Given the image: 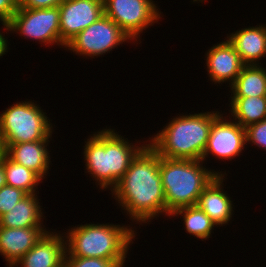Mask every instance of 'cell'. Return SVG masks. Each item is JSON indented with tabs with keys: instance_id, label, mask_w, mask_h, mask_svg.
<instances>
[{
	"instance_id": "cell-23",
	"label": "cell",
	"mask_w": 266,
	"mask_h": 267,
	"mask_svg": "<svg viewBox=\"0 0 266 267\" xmlns=\"http://www.w3.org/2000/svg\"><path fill=\"white\" fill-rule=\"evenodd\" d=\"M67 267H124L125 260H107L91 257H71L67 252L64 260Z\"/></svg>"
},
{
	"instance_id": "cell-19",
	"label": "cell",
	"mask_w": 266,
	"mask_h": 267,
	"mask_svg": "<svg viewBox=\"0 0 266 267\" xmlns=\"http://www.w3.org/2000/svg\"><path fill=\"white\" fill-rule=\"evenodd\" d=\"M229 89L230 97H266V67L245 65Z\"/></svg>"
},
{
	"instance_id": "cell-16",
	"label": "cell",
	"mask_w": 266,
	"mask_h": 267,
	"mask_svg": "<svg viewBox=\"0 0 266 267\" xmlns=\"http://www.w3.org/2000/svg\"><path fill=\"white\" fill-rule=\"evenodd\" d=\"M42 227L8 228L0 226V254L12 267L42 237Z\"/></svg>"
},
{
	"instance_id": "cell-14",
	"label": "cell",
	"mask_w": 266,
	"mask_h": 267,
	"mask_svg": "<svg viewBox=\"0 0 266 267\" xmlns=\"http://www.w3.org/2000/svg\"><path fill=\"white\" fill-rule=\"evenodd\" d=\"M227 175H216L198 197L196 206L203 210L217 227L225 226L233 217L235 209L231 197L224 191Z\"/></svg>"
},
{
	"instance_id": "cell-3",
	"label": "cell",
	"mask_w": 266,
	"mask_h": 267,
	"mask_svg": "<svg viewBox=\"0 0 266 267\" xmlns=\"http://www.w3.org/2000/svg\"><path fill=\"white\" fill-rule=\"evenodd\" d=\"M216 110L174 116L148 144L161 157L202 160L213 121L221 114Z\"/></svg>"
},
{
	"instance_id": "cell-20",
	"label": "cell",
	"mask_w": 266,
	"mask_h": 267,
	"mask_svg": "<svg viewBox=\"0 0 266 267\" xmlns=\"http://www.w3.org/2000/svg\"><path fill=\"white\" fill-rule=\"evenodd\" d=\"M228 102V116L244 128L266 118V97H229Z\"/></svg>"
},
{
	"instance_id": "cell-11",
	"label": "cell",
	"mask_w": 266,
	"mask_h": 267,
	"mask_svg": "<svg viewBox=\"0 0 266 267\" xmlns=\"http://www.w3.org/2000/svg\"><path fill=\"white\" fill-rule=\"evenodd\" d=\"M60 38L66 45L103 14V0H66L59 6Z\"/></svg>"
},
{
	"instance_id": "cell-25",
	"label": "cell",
	"mask_w": 266,
	"mask_h": 267,
	"mask_svg": "<svg viewBox=\"0 0 266 267\" xmlns=\"http://www.w3.org/2000/svg\"><path fill=\"white\" fill-rule=\"evenodd\" d=\"M245 131L246 146L250 144L266 150V118L258 123L247 126Z\"/></svg>"
},
{
	"instance_id": "cell-18",
	"label": "cell",
	"mask_w": 266,
	"mask_h": 267,
	"mask_svg": "<svg viewBox=\"0 0 266 267\" xmlns=\"http://www.w3.org/2000/svg\"><path fill=\"white\" fill-rule=\"evenodd\" d=\"M37 194H28L21 201L0 217V226L8 228L42 227L46 232L44 210Z\"/></svg>"
},
{
	"instance_id": "cell-26",
	"label": "cell",
	"mask_w": 266,
	"mask_h": 267,
	"mask_svg": "<svg viewBox=\"0 0 266 267\" xmlns=\"http://www.w3.org/2000/svg\"><path fill=\"white\" fill-rule=\"evenodd\" d=\"M66 0H18V7L29 9L59 7Z\"/></svg>"
},
{
	"instance_id": "cell-28",
	"label": "cell",
	"mask_w": 266,
	"mask_h": 267,
	"mask_svg": "<svg viewBox=\"0 0 266 267\" xmlns=\"http://www.w3.org/2000/svg\"><path fill=\"white\" fill-rule=\"evenodd\" d=\"M1 31V28H0ZM4 33V34H3ZM7 37L5 36V32H0V58L5 55L8 52L9 49V42L6 39Z\"/></svg>"
},
{
	"instance_id": "cell-27",
	"label": "cell",
	"mask_w": 266,
	"mask_h": 267,
	"mask_svg": "<svg viewBox=\"0 0 266 267\" xmlns=\"http://www.w3.org/2000/svg\"><path fill=\"white\" fill-rule=\"evenodd\" d=\"M18 8V0H0V23H9Z\"/></svg>"
},
{
	"instance_id": "cell-6",
	"label": "cell",
	"mask_w": 266,
	"mask_h": 267,
	"mask_svg": "<svg viewBox=\"0 0 266 267\" xmlns=\"http://www.w3.org/2000/svg\"><path fill=\"white\" fill-rule=\"evenodd\" d=\"M35 100L26 99L0 113V140L3 145L48 140L55 129L47 113Z\"/></svg>"
},
{
	"instance_id": "cell-7",
	"label": "cell",
	"mask_w": 266,
	"mask_h": 267,
	"mask_svg": "<svg viewBox=\"0 0 266 267\" xmlns=\"http://www.w3.org/2000/svg\"><path fill=\"white\" fill-rule=\"evenodd\" d=\"M6 34L14 32L24 39L38 41L41 46H60L65 44L60 38L59 7L29 9L18 7L9 23H1ZM10 31V32H9ZM47 44V45H46ZM64 46V47H63Z\"/></svg>"
},
{
	"instance_id": "cell-10",
	"label": "cell",
	"mask_w": 266,
	"mask_h": 267,
	"mask_svg": "<svg viewBox=\"0 0 266 267\" xmlns=\"http://www.w3.org/2000/svg\"><path fill=\"white\" fill-rule=\"evenodd\" d=\"M229 117V118H228ZM246 145L245 128L230 116L221 113L211 126L202 161H207L209 155L223 160H232L240 156Z\"/></svg>"
},
{
	"instance_id": "cell-1",
	"label": "cell",
	"mask_w": 266,
	"mask_h": 267,
	"mask_svg": "<svg viewBox=\"0 0 266 267\" xmlns=\"http://www.w3.org/2000/svg\"><path fill=\"white\" fill-rule=\"evenodd\" d=\"M111 195L132 223L149 224L159 215L166 216L159 154L149 144L132 160Z\"/></svg>"
},
{
	"instance_id": "cell-13",
	"label": "cell",
	"mask_w": 266,
	"mask_h": 267,
	"mask_svg": "<svg viewBox=\"0 0 266 267\" xmlns=\"http://www.w3.org/2000/svg\"><path fill=\"white\" fill-rule=\"evenodd\" d=\"M48 230L12 267H58L66 256L65 235Z\"/></svg>"
},
{
	"instance_id": "cell-31",
	"label": "cell",
	"mask_w": 266,
	"mask_h": 267,
	"mask_svg": "<svg viewBox=\"0 0 266 267\" xmlns=\"http://www.w3.org/2000/svg\"><path fill=\"white\" fill-rule=\"evenodd\" d=\"M58 267H67V266H66V264H65V262H64L62 265H60V266H58Z\"/></svg>"
},
{
	"instance_id": "cell-12",
	"label": "cell",
	"mask_w": 266,
	"mask_h": 267,
	"mask_svg": "<svg viewBox=\"0 0 266 267\" xmlns=\"http://www.w3.org/2000/svg\"><path fill=\"white\" fill-rule=\"evenodd\" d=\"M208 80L214 84H223L224 82L230 87L237 76L240 74L245 64L242 62L233 44L227 37L210 47L205 53Z\"/></svg>"
},
{
	"instance_id": "cell-5",
	"label": "cell",
	"mask_w": 266,
	"mask_h": 267,
	"mask_svg": "<svg viewBox=\"0 0 266 267\" xmlns=\"http://www.w3.org/2000/svg\"><path fill=\"white\" fill-rule=\"evenodd\" d=\"M219 171L220 169L209 170L202 160L170 159L159 156V172L166 199V216L169 218L178 208L196 205L198 197L216 175H228L222 169Z\"/></svg>"
},
{
	"instance_id": "cell-2",
	"label": "cell",
	"mask_w": 266,
	"mask_h": 267,
	"mask_svg": "<svg viewBox=\"0 0 266 267\" xmlns=\"http://www.w3.org/2000/svg\"><path fill=\"white\" fill-rule=\"evenodd\" d=\"M92 133L83 146L85 173L90 174L97 188L111 191L124 176L132 160L148 144V140H143V144L140 140L132 143L120 132L107 126Z\"/></svg>"
},
{
	"instance_id": "cell-30",
	"label": "cell",
	"mask_w": 266,
	"mask_h": 267,
	"mask_svg": "<svg viewBox=\"0 0 266 267\" xmlns=\"http://www.w3.org/2000/svg\"><path fill=\"white\" fill-rule=\"evenodd\" d=\"M4 154H5V148H4L3 142L0 140V161Z\"/></svg>"
},
{
	"instance_id": "cell-4",
	"label": "cell",
	"mask_w": 266,
	"mask_h": 267,
	"mask_svg": "<svg viewBox=\"0 0 266 267\" xmlns=\"http://www.w3.org/2000/svg\"><path fill=\"white\" fill-rule=\"evenodd\" d=\"M128 224L86 223L63 232L66 252L71 257H91L107 260H126L137 230Z\"/></svg>"
},
{
	"instance_id": "cell-22",
	"label": "cell",
	"mask_w": 266,
	"mask_h": 267,
	"mask_svg": "<svg viewBox=\"0 0 266 267\" xmlns=\"http://www.w3.org/2000/svg\"><path fill=\"white\" fill-rule=\"evenodd\" d=\"M1 162L4 166L7 185L21 189L27 194H39L36 189L43 179L37 173L14 162L6 154L3 155Z\"/></svg>"
},
{
	"instance_id": "cell-29",
	"label": "cell",
	"mask_w": 266,
	"mask_h": 267,
	"mask_svg": "<svg viewBox=\"0 0 266 267\" xmlns=\"http://www.w3.org/2000/svg\"><path fill=\"white\" fill-rule=\"evenodd\" d=\"M6 185L5 170L3 163L0 161V189Z\"/></svg>"
},
{
	"instance_id": "cell-24",
	"label": "cell",
	"mask_w": 266,
	"mask_h": 267,
	"mask_svg": "<svg viewBox=\"0 0 266 267\" xmlns=\"http://www.w3.org/2000/svg\"><path fill=\"white\" fill-rule=\"evenodd\" d=\"M28 194L18 188L4 185L0 189V217L11 210L16 203L25 198Z\"/></svg>"
},
{
	"instance_id": "cell-8",
	"label": "cell",
	"mask_w": 266,
	"mask_h": 267,
	"mask_svg": "<svg viewBox=\"0 0 266 267\" xmlns=\"http://www.w3.org/2000/svg\"><path fill=\"white\" fill-rule=\"evenodd\" d=\"M156 5L153 0H103L104 15L115 22L134 45L141 43L139 38L144 30L161 20L163 12Z\"/></svg>"
},
{
	"instance_id": "cell-17",
	"label": "cell",
	"mask_w": 266,
	"mask_h": 267,
	"mask_svg": "<svg viewBox=\"0 0 266 267\" xmlns=\"http://www.w3.org/2000/svg\"><path fill=\"white\" fill-rule=\"evenodd\" d=\"M245 65H261L266 58V24L249 26L227 34Z\"/></svg>"
},
{
	"instance_id": "cell-9",
	"label": "cell",
	"mask_w": 266,
	"mask_h": 267,
	"mask_svg": "<svg viewBox=\"0 0 266 267\" xmlns=\"http://www.w3.org/2000/svg\"><path fill=\"white\" fill-rule=\"evenodd\" d=\"M123 42L133 41L115 22L103 14L96 22L70 40L64 50L68 49L71 53L87 59H95L120 47Z\"/></svg>"
},
{
	"instance_id": "cell-15",
	"label": "cell",
	"mask_w": 266,
	"mask_h": 267,
	"mask_svg": "<svg viewBox=\"0 0 266 267\" xmlns=\"http://www.w3.org/2000/svg\"><path fill=\"white\" fill-rule=\"evenodd\" d=\"M50 137L48 140L35 142H23L17 144H6L5 154L14 162L25 166L37 173L42 179L49 174L51 157L49 149ZM48 146V147H47Z\"/></svg>"
},
{
	"instance_id": "cell-21",
	"label": "cell",
	"mask_w": 266,
	"mask_h": 267,
	"mask_svg": "<svg viewBox=\"0 0 266 267\" xmlns=\"http://www.w3.org/2000/svg\"><path fill=\"white\" fill-rule=\"evenodd\" d=\"M179 215L182 216L186 233L202 241L211 238L214 228L217 227L209 216L196 205L178 208L170 214L169 218L179 217Z\"/></svg>"
}]
</instances>
